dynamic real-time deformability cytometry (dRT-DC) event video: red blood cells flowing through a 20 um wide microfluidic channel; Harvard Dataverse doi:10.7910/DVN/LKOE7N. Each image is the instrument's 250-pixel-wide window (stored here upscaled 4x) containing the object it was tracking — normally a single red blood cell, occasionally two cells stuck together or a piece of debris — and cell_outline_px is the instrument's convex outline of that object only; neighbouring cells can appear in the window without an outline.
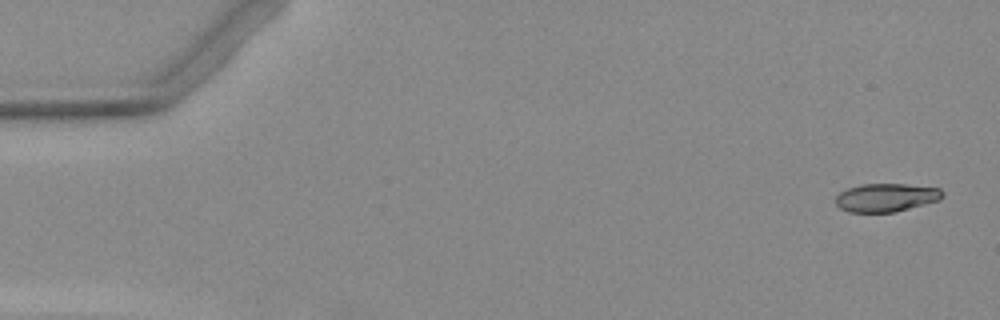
{"species": "Egyptian fruit bat (a non-hibernating species)", "species_latin": "Rousettus aegyptiacus", "temperature_condition": "warm", "stored_images_in_passage": 4, "camera_frame_rate_fps": 3000, "um_per_image_px": 0.085, "animal": {"sex": "female"}, "frame": {"image": 1, "passage_image": 1, "time_ms": 0.0, "image_size_px": [1000, 320], "cell_outline_px": [[944, 196], [940, 200], [896, 212], [848, 212], [840, 208], [836, 204], [836, 196], [840, 192], [848, 188], [860, 184], [904, 184], [940, 188], [944, 192]], "centroid_in_image_um": [75.34, 16.79], "position_along_channel_um": 9.7, "area_um2": 17.74}}
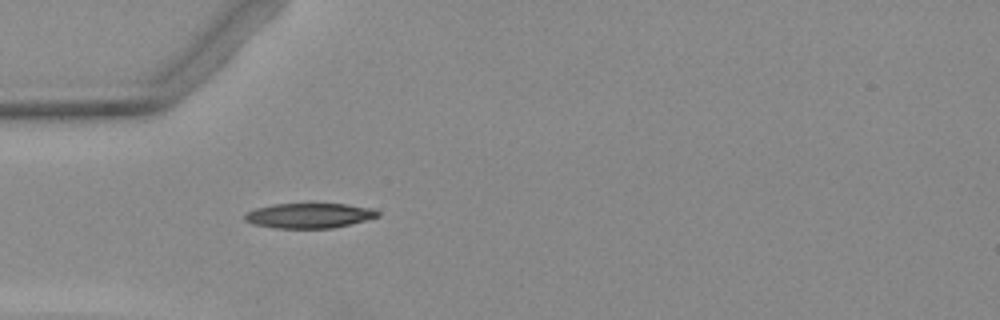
{"frame": {"image": 2, "passage_image": 4, "time_ms": 4.667, "image_size_px": [1000, 320], "cell_outline_px": [[380, 216], [332, 228], [272, 228], [252, 224], [244, 220], [244, 216], [248, 212], [256, 208], [272, 204], [348, 204], [376, 208], [380, 212]], "centroid_in_image_um": [26.29, 18.32], "position_along_channel_um": 58.7, "area_um2": 19.42}}